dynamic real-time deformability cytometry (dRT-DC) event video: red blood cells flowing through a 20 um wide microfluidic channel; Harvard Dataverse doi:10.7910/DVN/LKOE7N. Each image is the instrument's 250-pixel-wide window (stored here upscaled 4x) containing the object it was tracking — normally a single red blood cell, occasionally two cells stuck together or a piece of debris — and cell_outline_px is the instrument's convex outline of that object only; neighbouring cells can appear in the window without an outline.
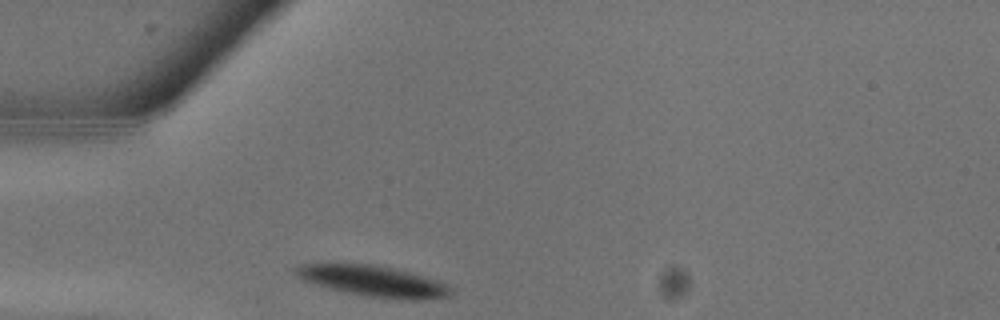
{"species": "common noctule bat (a hibernating species)", "species_latin": "Nyctalus noctula", "temperature_condition": "warm", "stored_images_in_passage": 3, "camera_frame_rate_fps": 3000, "um_per_image_px": 0.085, "animal": {"sex": "male", "body_mass_g": 13.3}, "frame": {"image": 1, "passage_image": 1, "time_ms": 0.0, "image_size_px": [1000, 320], "cell_outline_px": [[452, 292], [448, 296], [424, 300], [400, 300], [368, 296], [328, 288], [304, 280], [296, 276], [292, 272], [292, 268], [300, 264], [328, 260], [372, 264], [392, 268], [440, 280], [448, 284], [452, 288]], "centroid_in_image_um": [31.63, 23.84], "position_along_channel_um": 53.4, "area_um2": 29.02}}
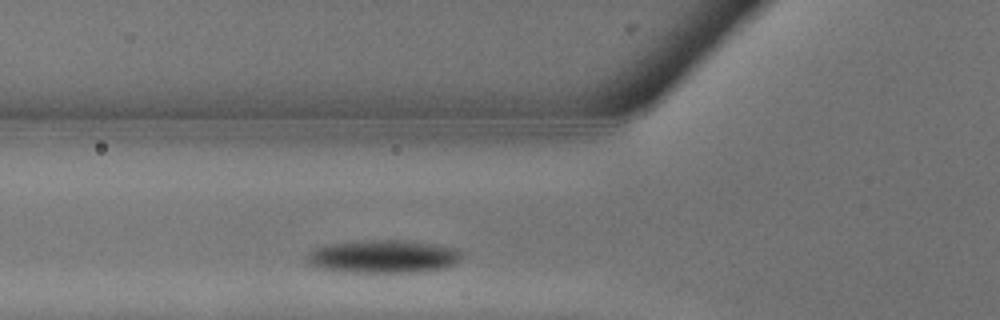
{"frame": {"image": 2, "passage_image": 3, "time_ms": 0.667, "image_size_px": [1000, 320], "cell_outline_px": [[464, 256], [456, 264], [444, 268], [416, 272], [356, 272], [312, 268], [304, 260], [304, 256], [308, 252], [316, 248], [328, 244], [364, 240], [404, 240], [436, 244], [460, 248], [464, 252]], "centroid_in_image_um": [32.59, 21.8], "position_along_channel_um": 93.2, "area_um2": 30.46}}